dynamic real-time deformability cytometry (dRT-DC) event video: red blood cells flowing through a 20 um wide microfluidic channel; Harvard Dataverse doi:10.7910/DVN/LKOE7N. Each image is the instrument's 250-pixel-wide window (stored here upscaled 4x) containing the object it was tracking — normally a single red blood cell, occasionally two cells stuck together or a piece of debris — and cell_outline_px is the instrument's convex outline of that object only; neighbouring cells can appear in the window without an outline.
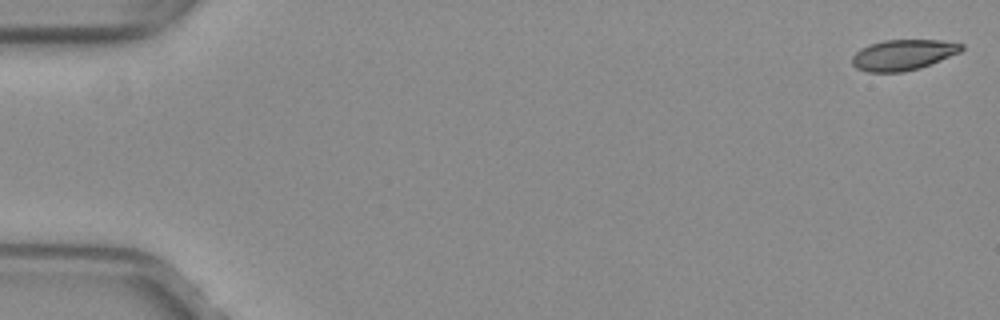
{"species": "common noctule bat (a hibernating species)", "species_latin": "Nyctalus noctula", "temperature_condition": "warm", "stored_images_in_passage": 52, "camera_frame_rate_fps": 3000, "um_per_image_px": 0.085, "animal": {"sex": "female", "body_mass_g": 29.2, "forearm_length_mm": 56.3}, "frame": {"image": 1, "passage_image": 1, "time_ms": 0.0, "image_size_px": [1000, 320], "cell_outline_px": [[964, 48], [960, 52], [920, 68], [900, 72], [868, 72], [856, 68], [852, 64], [852, 56], [860, 48], [868, 44], [884, 40], [940, 40], [964, 44]], "centroid_in_image_um": [76.74, 4.66], "position_along_channel_um": 8.3, "area_um2": 19.54}}
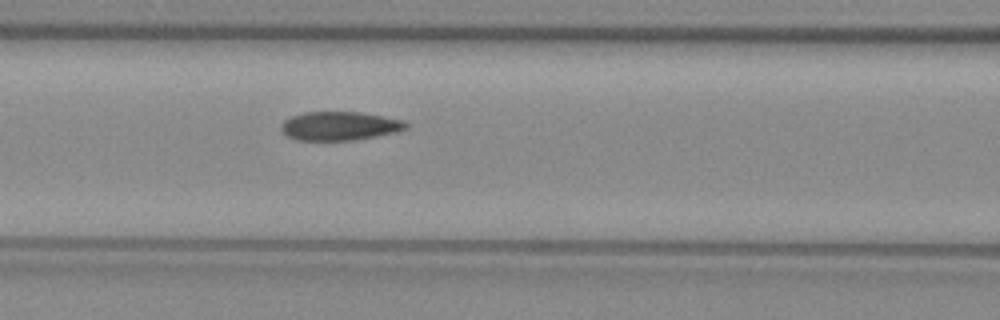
{"frame": {"image": 2, "passage_image": 23, "time_ms": 7.333, "image_size_px": [1000, 320], "cell_outline_px": [[408, 128], [392, 132], [352, 140], [296, 140], [288, 136], [280, 128], [280, 124], [284, 120], [292, 116], [304, 112], [360, 112], [384, 116], [404, 120], [408, 124]], "centroid_in_image_um": [28.83, 10.69], "position_along_channel_um": 137.8, "area_um2": 20.69}}
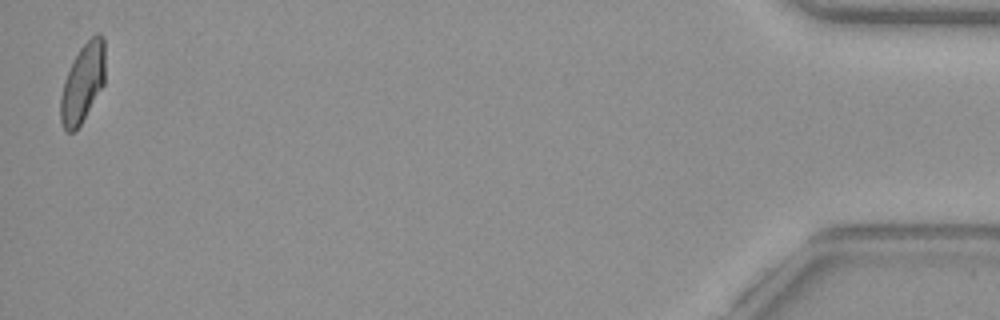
{"frame": {"image": 3, "passage_image": 52, "time_ms": 17.0, "image_size_px": [1000, 320], "cell_outline_px": [[104, 84], [80, 124], [72, 132], [68, 132], [64, 128], [60, 120], [60, 96], [64, 80], [80, 48], [92, 36], [100, 32], [104, 36]], "centroid_in_image_um": [7.03, 7.04], "position_along_channel_um": 428.2, "area_um2": 20.06}, "authors_computed_cell_mechanics": {"area_um2": 21.097, "velocity_mm_per_s": 3.9887, "shape_relaxation_time_tau1_ms": 7.0966, "shape_relaxation_time_tau2_ms": 1.704, "deformation_change_tau1": 0.17, "deformation_change_tau2": 0.0529}}